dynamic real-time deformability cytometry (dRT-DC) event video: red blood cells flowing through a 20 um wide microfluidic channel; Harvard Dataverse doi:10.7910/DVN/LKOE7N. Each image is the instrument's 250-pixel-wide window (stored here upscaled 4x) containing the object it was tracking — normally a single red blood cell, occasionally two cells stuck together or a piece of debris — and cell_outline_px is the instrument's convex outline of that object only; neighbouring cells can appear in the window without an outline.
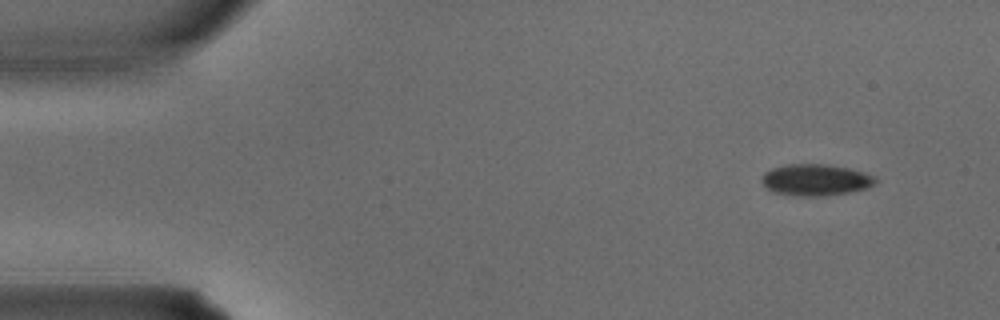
{"species": "common noctule bat (a hibernating species)", "species_latin": "Nyctalus noctula", "temperature_condition": "warm", "stored_images_in_passage": 3, "camera_frame_rate_fps": 3000, "um_per_image_px": 0.085, "animal": {"sex": "male", "body_mass_g": 15.6}, "frame": {"image": 1, "passage_image": 1, "time_ms": 0.0, "image_size_px": [1000, 320], "cell_outline_px": [[880, 180], [876, 184], [868, 188], [848, 192], [824, 196], [792, 196], [772, 192], [760, 180], [764, 172], [772, 168], [788, 164], [828, 164], [848, 168], [864, 172], [876, 176]], "centroid_in_image_um": [69.36, 15.29], "position_along_channel_um": 15.6, "area_um2": 21.21}}
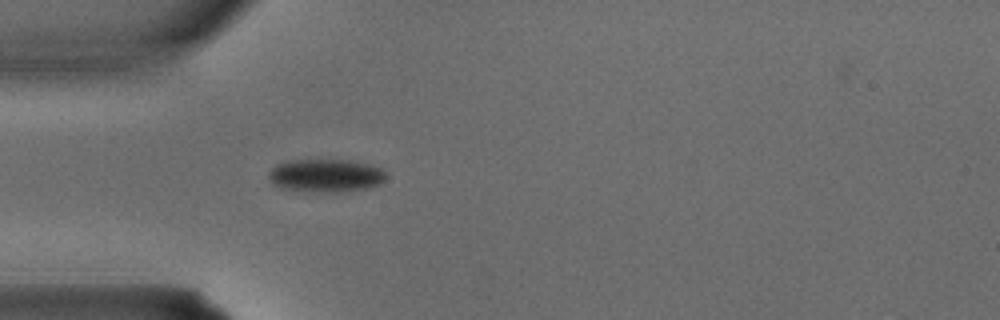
{"frame": {"image": 2, "passage_image": 3, "time_ms": 0.667, "image_size_px": [1000, 320], "cell_outline_px": [[384, 180], [380, 184], [368, 188], [344, 192], [328, 192], [280, 188], [272, 184], [268, 176], [268, 172], [276, 164], [284, 160], [348, 160], [372, 164], [380, 168], [384, 172]], "centroid_in_image_um": [27.67, 14.91], "position_along_channel_um": 57.3, "area_um2": 22.72}}